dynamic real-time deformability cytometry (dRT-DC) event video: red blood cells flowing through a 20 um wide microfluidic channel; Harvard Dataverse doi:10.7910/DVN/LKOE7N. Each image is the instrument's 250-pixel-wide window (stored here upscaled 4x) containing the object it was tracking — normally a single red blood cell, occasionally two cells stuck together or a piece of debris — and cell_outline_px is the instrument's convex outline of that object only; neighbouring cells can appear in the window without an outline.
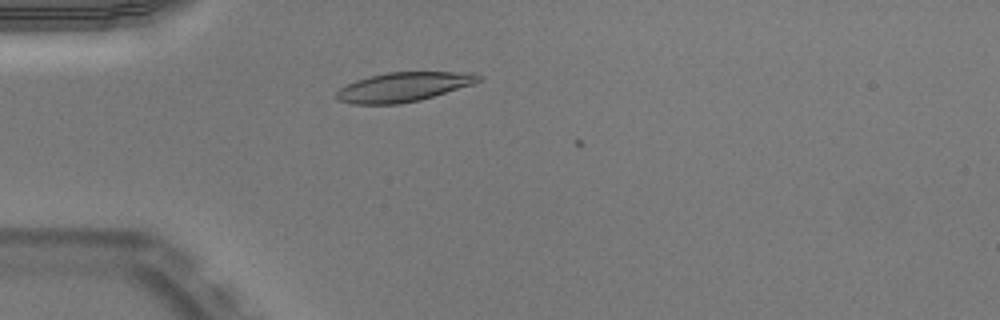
{"species": "Egyptian fruit bat (a non-hibernating species)", "species_latin": "Rousettus aegyptiacus", "temperature_condition": "warm", "stored_images_in_passage": 3, "camera_frame_rate_fps": 3000, "um_per_image_px": 0.085, "animal": {"sex": "male"}, "frame": {"image": 1, "passage_image": 2, "time_ms": 0.333, "image_size_px": [1000, 320], "cell_outline_px": [[484, 80], [472, 84], [420, 100], [400, 104], [352, 104], [336, 100], [336, 92], [340, 88], [356, 80], [388, 72], [476, 72], [484, 76]], "centroid_in_image_um": [34.34, 7.39], "position_along_channel_um": 50.7, "area_um2": 24.33}}